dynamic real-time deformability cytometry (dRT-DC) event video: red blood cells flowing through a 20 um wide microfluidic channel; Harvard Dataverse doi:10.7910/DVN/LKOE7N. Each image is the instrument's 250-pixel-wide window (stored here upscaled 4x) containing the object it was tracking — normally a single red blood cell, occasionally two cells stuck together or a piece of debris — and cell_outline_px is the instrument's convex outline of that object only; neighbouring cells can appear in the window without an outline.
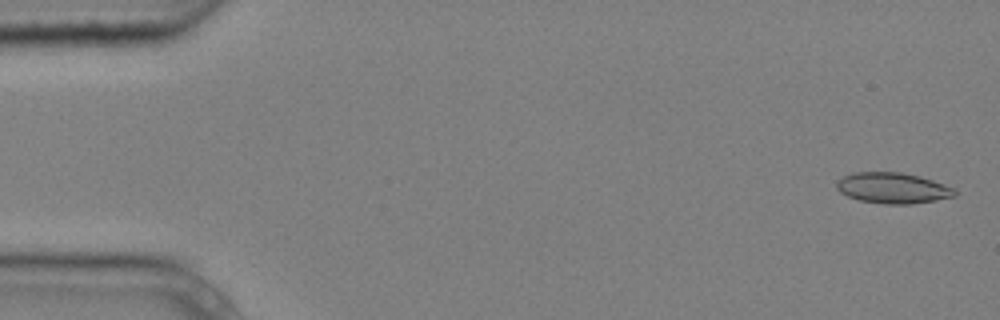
{"species": "common noctule bat (a hibernating species)", "species_latin": "Nyctalus noctula", "temperature_condition": "cold", "stored_images_in_passage": 5, "camera_frame_rate_fps": 3000, "um_per_image_px": 0.085, "animal": {"sex": "male", "body_mass_g": 20.4}, "frame": {"image": 1, "passage_image": 1, "time_ms": 0.0, "image_size_px": [1000, 320], "cell_outline_px": [[956, 196], [936, 200], [912, 204], [884, 204], [860, 200], [848, 196], [840, 192], [836, 188], [836, 180], [852, 172], [900, 172], [920, 176], [956, 188]], "centroid_in_image_um": [75.89, 15.98], "position_along_channel_um": 9.1, "area_um2": 21.33}}
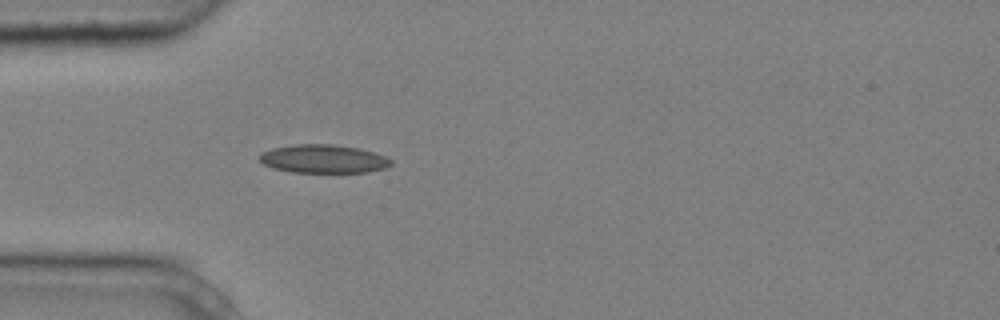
{"frame": {"image": 2, "passage_image": 5, "time_ms": 1.333, "image_size_px": [1000, 320], "cell_outline_px": [[392, 164], [384, 168], [368, 172], [292, 172], [276, 168], [264, 164], [260, 160], [260, 152], [272, 148], [296, 144], [336, 144], [360, 148], [384, 156], [392, 160]], "centroid_in_image_um": [27.5, 13.49], "position_along_channel_um": 57.5, "area_um2": 21.68}}